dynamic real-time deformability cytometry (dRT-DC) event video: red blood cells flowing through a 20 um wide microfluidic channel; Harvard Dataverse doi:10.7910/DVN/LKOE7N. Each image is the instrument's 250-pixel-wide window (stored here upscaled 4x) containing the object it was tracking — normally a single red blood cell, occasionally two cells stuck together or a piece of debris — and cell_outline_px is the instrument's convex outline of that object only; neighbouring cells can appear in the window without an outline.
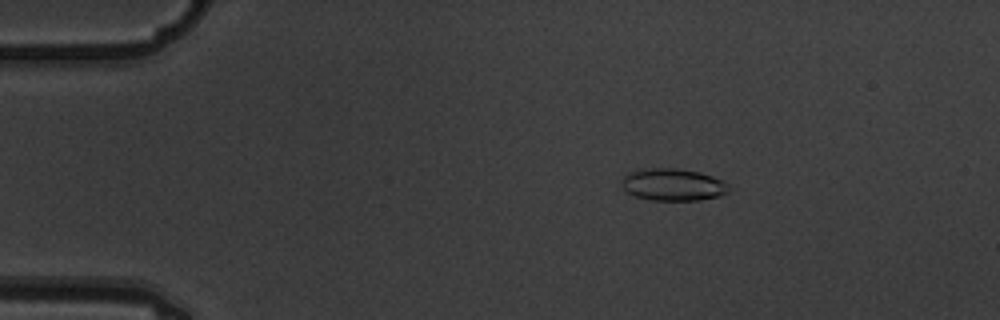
{"species": "common noctule bat (a hibernating species)", "species_latin": "Nyctalus noctula", "temperature_condition": "warm", "stored_images_in_passage": 4, "camera_frame_rate_fps": 3000, "um_per_image_px": 0.085, "animal": {"sex": "male", "body_mass_g": 19.5, "forearm_length_mm": 54.6}, "frame": {"image": 1, "passage_image": 2, "time_ms": 0.333, "image_size_px": [1000, 320], "cell_outline_px": [[728, 192], [720, 196], [700, 200], [652, 200], [636, 196], [628, 192], [624, 188], [624, 176], [628, 172], [652, 168], [676, 168], [700, 172], [724, 180], [728, 184]], "centroid_in_image_um": [57.26, 15.69], "position_along_channel_um": 27.7, "area_um2": 19.88}}